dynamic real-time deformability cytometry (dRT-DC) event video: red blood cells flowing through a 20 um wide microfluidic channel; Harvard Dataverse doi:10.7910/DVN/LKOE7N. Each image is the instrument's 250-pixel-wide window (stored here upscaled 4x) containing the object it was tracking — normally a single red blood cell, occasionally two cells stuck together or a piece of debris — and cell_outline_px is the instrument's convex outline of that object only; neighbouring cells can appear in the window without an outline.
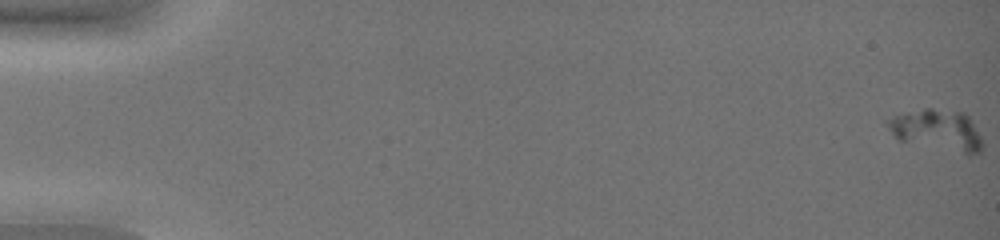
{"species": "common noctule bat (a hibernating species)", "species_latin": "Nyctalus noctula", "temperature_condition": "warm", "stored_images_in_passage": 6, "camera_frame_rate_fps": 3000, "um_per_image_px": 0.085, "animal": {"sex": "female", "body_mass_g": 19.0, "forearm_length_mm": 51.5}, "frame": {"image": 1, "passage_image": 1, "time_ms": 0.0, "image_size_px": [1000, 240], "cell_outline_px": [[980, 152], [964, 152], [900, 140], [888, 128], [884, 120], [892, 116], [924, 108], [932, 108], [964, 112], [968, 116], [980, 136]], "centroid_in_image_um": [79.6, 10.98], "position_along_channel_um": 5.4, "area_um2": 21.68}}